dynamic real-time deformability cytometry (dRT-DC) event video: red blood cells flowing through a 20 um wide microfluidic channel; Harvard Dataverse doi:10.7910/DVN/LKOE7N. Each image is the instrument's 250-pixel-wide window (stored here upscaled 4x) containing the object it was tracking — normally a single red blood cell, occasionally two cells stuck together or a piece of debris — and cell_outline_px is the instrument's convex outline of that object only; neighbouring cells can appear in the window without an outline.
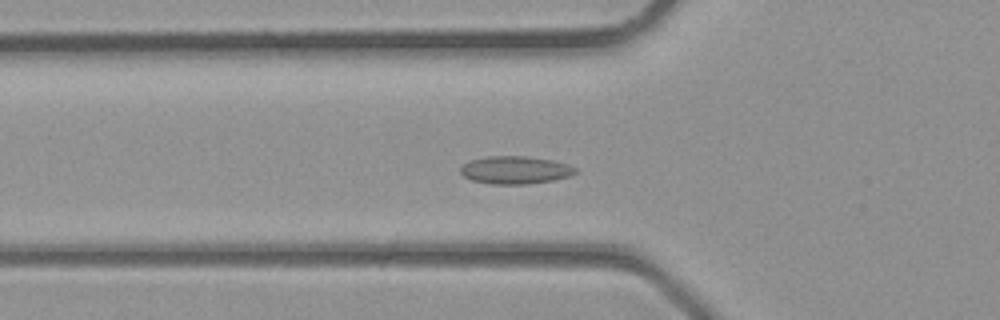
{"species": "common noctule bat (a hibernating species)", "species_latin": "Nyctalus noctula", "temperature_condition": "room temperature", "stored_images_in_passage": 29, "segment_of_instrument_passage": [1, 2], "camera_frame_rate_fps": 3000, "um_per_image_px": 0.085, "animal": {"sex": "male", "body_mass_g": 23.1, "forearm_length_mm": 52.7}, "frame": {"image": 1, "passage_image": 3, "time_ms": 0.667, "image_size_px": [1000, 320], "cell_outline_px": [[576, 172], [572, 176], [552, 180], [528, 184], [492, 184], [472, 180], [464, 176], [460, 172], [460, 168], [468, 160], [488, 156], [524, 156], [552, 160], [568, 164], [576, 168]], "centroid_in_image_um": [43.79, 14.45], "position_along_channel_um": 82.0, "area_um2": 18.61}}
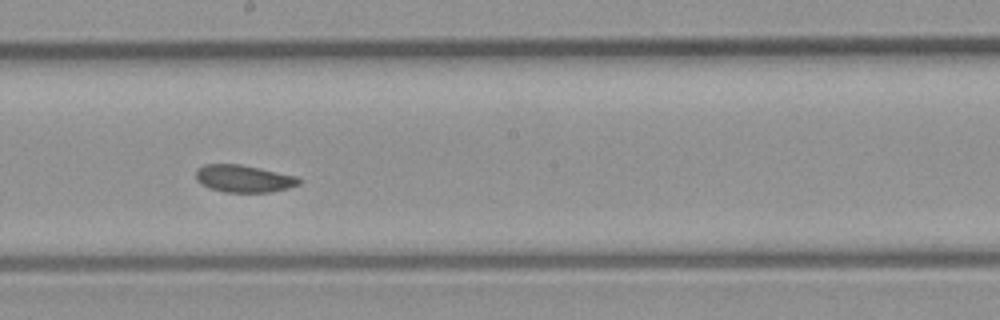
{"frame": {"image": 2, "passage_image": 11, "time_ms": 3.333, "image_size_px": [1000, 320], "cell_outline_px": [[304, 180], [300, 184], [288, 188], [272, 192], [224, 192], [208, 188], [200, 184], [196, 180], [196, 168], [204, 164], [240, 164], [300, 176]], "centroid_in_image_um": [20.75, 15.18], "position_along_channel_um": 227.5, "area_um2": 16.82}}
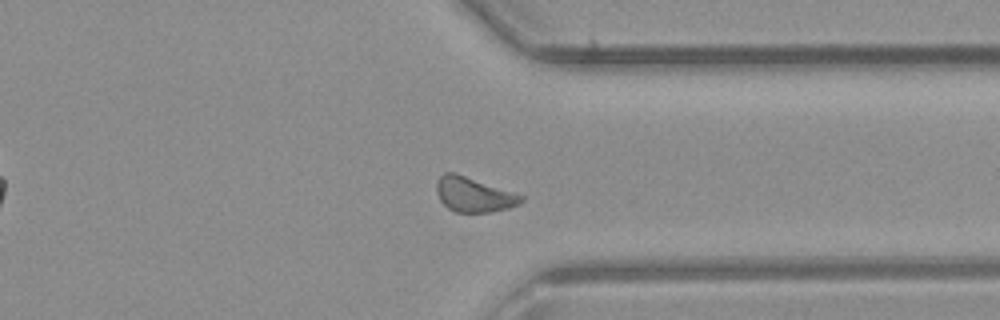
{"frame": {"image": 3, "passage_image": 19, "time_ms": 6.0, "image_size_px": [1000, 320], "cell_outline_px": [[524, 200], [520, 204], [508, 208], [488, 212], [456, 212], [448, 208], [440, 200], [436, 192], [436, 180], [444, 172], [456, 172], [524, 196]], "centroid_in_image_um": [40.24, 16.52], "position_along_channel_um": 371.2, "area_um2": 17.17}}